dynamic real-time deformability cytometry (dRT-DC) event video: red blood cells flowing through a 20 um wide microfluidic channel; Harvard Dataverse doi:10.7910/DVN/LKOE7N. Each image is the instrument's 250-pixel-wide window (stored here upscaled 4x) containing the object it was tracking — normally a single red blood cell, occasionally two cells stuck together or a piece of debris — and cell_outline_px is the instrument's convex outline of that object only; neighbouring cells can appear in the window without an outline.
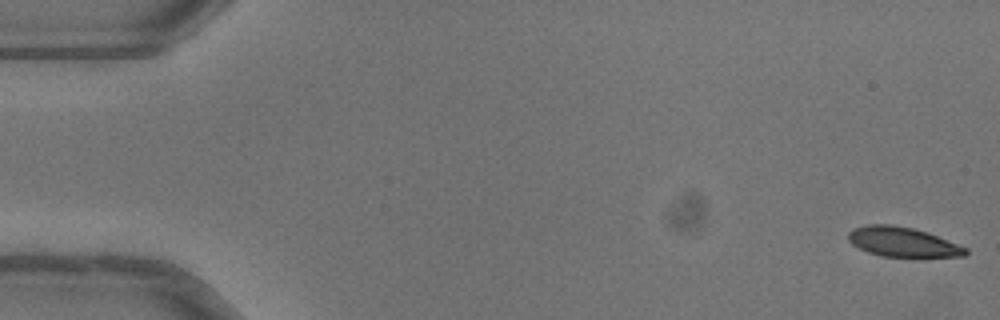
{"species": "common noctule bat (a hibernating species)", "species_latin": "Nyctalus noctula", "temperature_condition": "warm", "stored_images_in_passage": 51, "camera_frame_rate_fps": 3000, "um_per_image_px": 0.085, "animal": {"sex": "female"}, "frame": {"image": 1, "passage_image": 1, "time_ms": 0.0, "image_size_px": [1000, 320], "cell_outline_px": [[968, 252], [964, 256], [924, 260], [912, 260], [880, 256], [868, 252], [852, 244], [848, 240], [848, 232], [852, 228], [868, 224], [892, 224], [912, 228], [928, 232], [968, 248]], "centroid_in_image_um": [76.8, 20.63], "position_along_channel_um": 8.2, "area_um2": 21.56}}
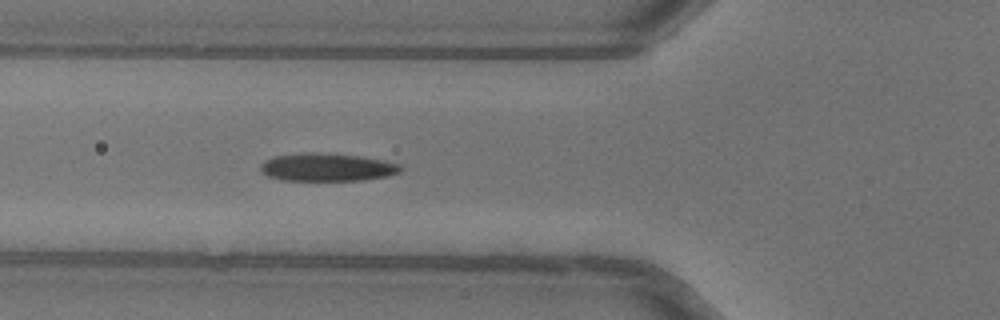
{"frame": {"image": 2, "passage_image": 19, "time_ms": 6.0, "image_size_px": [1000, 320], "cell_outline_px": [[404, 168], [400, 172], [388, 176], [364, 180], [280, 180], [268, 176], [260, 172], [260, 164], [264, 160], [272, 156], [320, 152], [360, 156], [384, 160], [400, 164]], "centroid_in_image_um": [27.8, 14.21], "position_along_channel_um": 98.0, "area_um2": 22.95}}
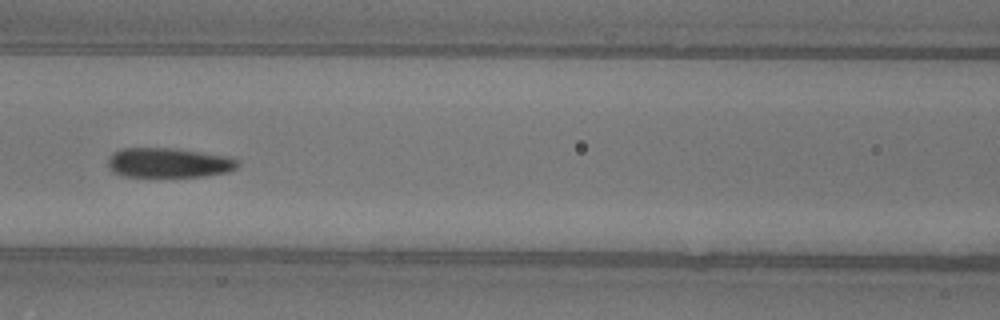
{"frame": {"image": 3, "passage_image": 23, "time_ms": 7.333, "image_size_px": [1000, 320], "cell_outline_px": [[240, 164], [236, 168], [228, 172], [204, 176], [124, 176], [112, 172], [108, 168], [108, 156], [112, 152], [120, 148], [176, 148], [232, 156], [240, 160]], "centroid_in_image_um": [14.36, 13.81], "position_along_channel_um": 152.2, "area_um2": 22.89}, "authors_computed_cell_mechanics": {"area_um2": 22.6576, "velocity_mm_per_s": 4.0248, "shape_relaxation_time_tau1_ms": 5.56, "shape_relaxation_time_tau2_ms": 1.9021, "deformation_change_tau1": 0.1973, "deformation_change_tau2": 0.0646}}